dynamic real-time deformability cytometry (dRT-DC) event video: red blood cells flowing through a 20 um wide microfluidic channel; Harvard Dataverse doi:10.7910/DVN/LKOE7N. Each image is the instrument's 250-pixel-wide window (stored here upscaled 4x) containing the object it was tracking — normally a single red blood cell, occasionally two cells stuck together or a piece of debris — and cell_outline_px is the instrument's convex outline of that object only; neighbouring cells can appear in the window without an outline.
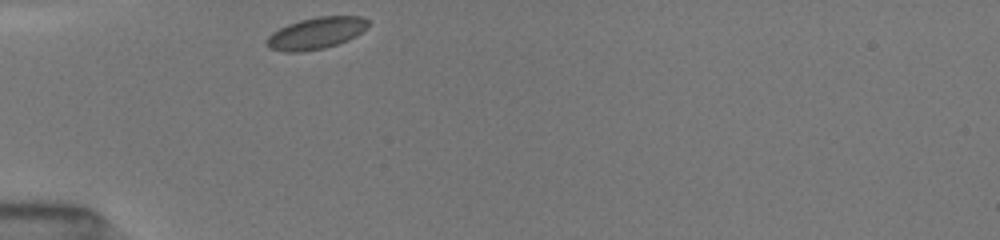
{"species": "common noctule bat (a hibernating species)", "species_latin": "Nyctalus noctula", "temperature_condition": "room temperature", "stored_images_in_passage": 29, "camera_frame_rate_fps": 3000, "um_per_image_px": 0.085, "animal": {"sex": "female", "body_mass_g": 19.5, "forearm_length_mm": 54.1}, "frame": {"image": 1, "passage_image": 1, "time_ms": 0.0, "image_size_px": [1000, 240], "cell_outline_px": [[368, 28], [356, 36], [348, 40], [324, 48], [300, 52], [284, 52], [268, 48], [264, 44], [264, 40], [272, 32], [288, 24], [300, 20], [320, 16], [360, 16], [368, 20]], "centroid_in_image_um": [26.83, 2.83], "position_along_channel_um": 58.2, "area_um2": 18.9}}
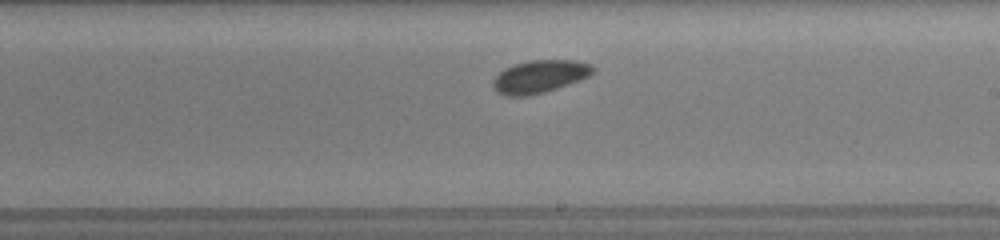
{"frame": {"image": 2, "passage_image": 16, "time_ms": 5.0, "image_size_px": [1000, 240], "cell_outline_px": [[596, 72], [580, 80], [544, 92], [528, 96], [504, 96], [496, 92], [492, 84], [492, 80], [504, 68], [528, 60], [572, 60], [592, 64], [596, 68]], "centroid_in_image_um": [45.87, 6.5], "position_along_channel_um": 243.1, "area_um2": 19.19}}
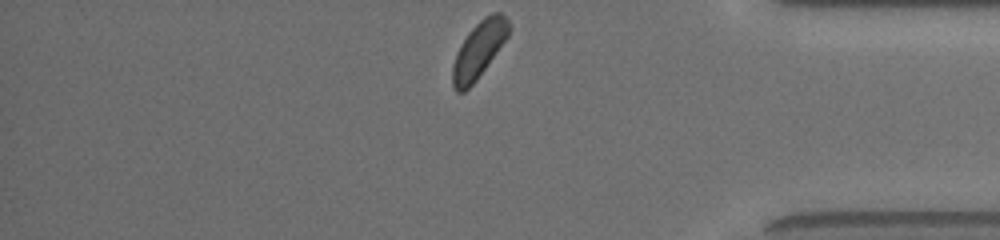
{"frame": {"image": 3, "passage_image": 29, "time_ms": 9.333, "image_size_px": [1000, 240], "cell_outline_px": [[512, 28], [508, 36], [476, 80], [464, 92], [456, 92], [452, 88], [452, 64], [456, 52], [460, 44], [468, 32], [484, 16], [492, 12], [504, 12]], "centroid_in_image_um": [40.7, 4.2], "position_along_channel_um": 394.5, "area_um2": 18.67}}